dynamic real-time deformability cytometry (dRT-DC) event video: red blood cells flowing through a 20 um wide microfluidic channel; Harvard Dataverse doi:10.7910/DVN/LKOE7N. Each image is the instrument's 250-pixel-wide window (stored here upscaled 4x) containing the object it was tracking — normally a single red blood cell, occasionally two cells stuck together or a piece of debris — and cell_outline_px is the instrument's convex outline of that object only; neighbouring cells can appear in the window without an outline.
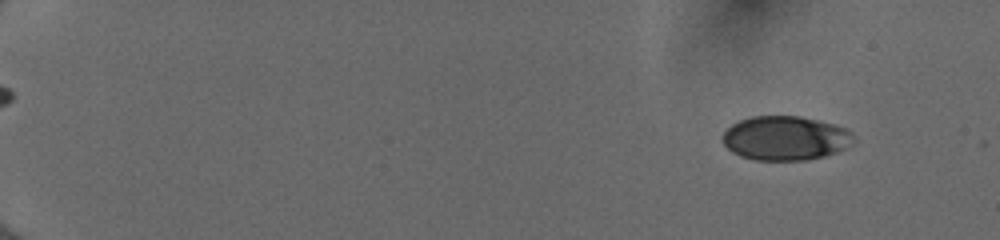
{"species": "human", "species_latin": "Homo sapiens", "temperature_condition": "cold", "stored_images_in_passage": 49, "camera_frame_rate_fps": 3000, "um_per_image_px": 0.085, "donor": {"sex": "female"}, "frame": {"image": 1, "passage_image": 1, "time_ms": 0.0, "image_size_px": [1000, 240], "cell_outline_px": [[856, 140], [848, 148], [836, 152], [804, 160], [756, 160], [740, 156], [732, 152], [724, 144], [720, 136], [732, 124], [740, 120], [752, 116], [800, 116], [820, 120], [844, 128], [852, 132], [856, 136]], "centroid_in_image_um": [66.77, 11.74], "position_along_channel_um": 18.2, "area_um2": 33.93}}
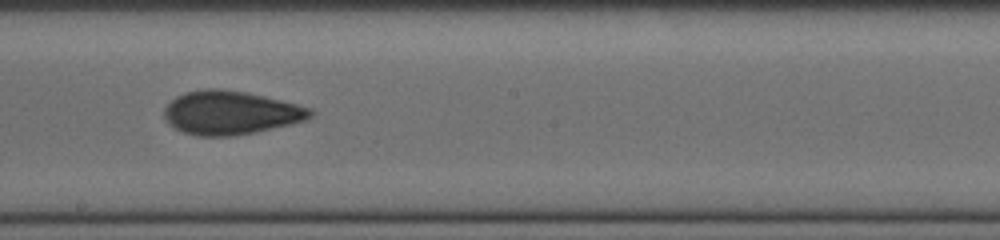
{"frame": {"image": 2, "passage_image": 29, "time_ms": 9.333, "image_size_px": [1000, 240], "cell_outline_px": [[316, 112], [308, 120], [292, 124], [256, 132], [232, 136], [196, 136], [172, 128], [164, 120], [164, 108], [176, 96], [184, 92], [204, 88], [220, 88], [244, 92], [264, 96], [312, 108]], "centroid_in_image_um": [19.59, 9.59], "position_along_channel_um": 228.6, "area_um2": 37.57}}
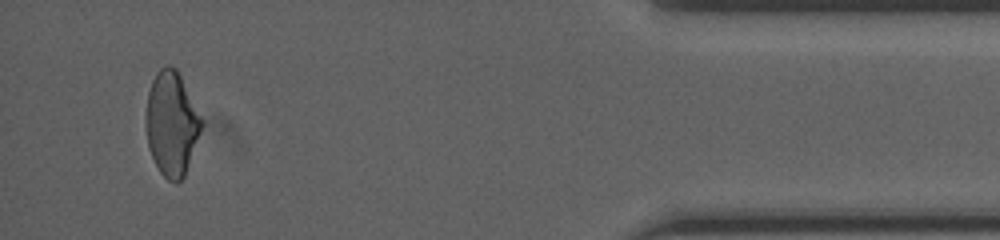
{"frame": {"image": 3, "passage_image": 47, "time_ms": 15.333, "image_size_px": [1000, 240], "cell_outline_px": [[204, 124], [184, 176], [176, 184], [168, 180], [160, 172], [148, 148], [144, 120], [144, 116], [148, 92], [152, 80], [156, 72], [160, 68], [168, 64], [176, 68], [204, 120]], "centroid_in_image_um": [14.58, 10.49], "position_along_channel_um": 420.6, "area_um2": 34.16}, "authors_computed_cell_mechanics": {"area_um2": 35.1424, "velocity_mm_per_s": 4.0196, "shape_relaxation_time_tau1_ms": 9.6136, "shape_relaxation_time_tau2_ms": 1.8026, "deformation_change_tau1": 0.195, "deformation_change_tau2": 0.0668}}